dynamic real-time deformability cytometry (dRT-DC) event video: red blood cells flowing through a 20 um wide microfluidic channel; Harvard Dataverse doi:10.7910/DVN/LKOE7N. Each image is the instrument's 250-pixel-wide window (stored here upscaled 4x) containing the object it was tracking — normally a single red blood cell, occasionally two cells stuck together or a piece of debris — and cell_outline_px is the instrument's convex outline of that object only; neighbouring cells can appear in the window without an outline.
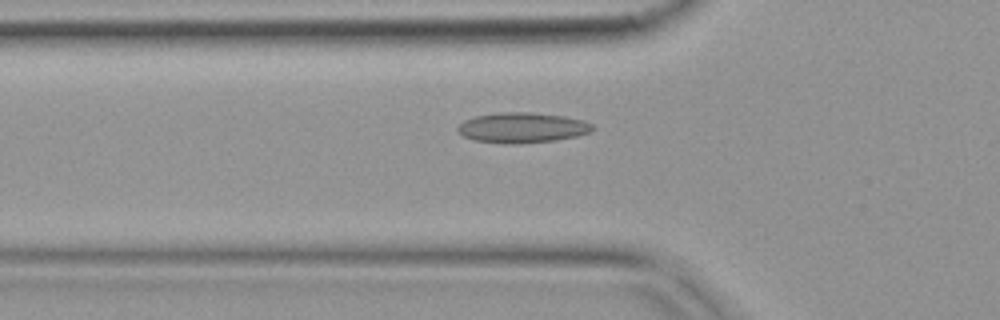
{"species": "common noctule bat (a hibernating species)", "species_latin": "Nyctalus noctula", "temperature_condition": "warm", "stored_images_in_passage": 7, "camera_frame_rate_fps": 3000, "um_per_image_px": 0.085, "animal": {"sex": "female", "body_mass_g": 19.9}, "frame": {"image": 1, "passage_image": 4, "time_ms": 1.0, "image_size_px": [1000, 320], "cell_outline_px": [[596, 128], [592, 132], [576, 136], [556, 140], [520, 144], [504, 144], [472, 140], [464, 136], [456, 128], [464, 120], [476, 116], [500, 112], [532, 112], [564, 116], [584, 120], [592, 124]], "centroid_in_image_um": [44.42, 10.86], "position_along_channel_um": 81.4, "area_um2": 24.04}}